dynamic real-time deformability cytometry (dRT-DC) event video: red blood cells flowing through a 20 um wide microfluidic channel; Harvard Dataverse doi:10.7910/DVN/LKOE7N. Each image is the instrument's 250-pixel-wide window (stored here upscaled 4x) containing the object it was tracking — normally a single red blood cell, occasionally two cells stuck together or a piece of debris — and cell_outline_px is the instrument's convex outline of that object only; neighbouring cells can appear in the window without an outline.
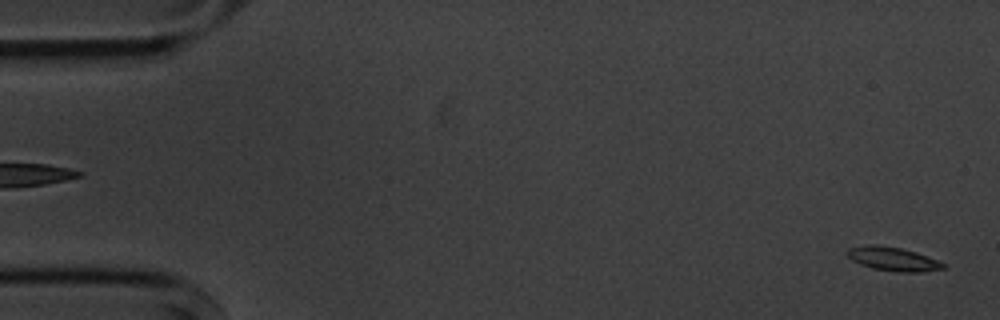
{"species": "common noctule bat (a hibernating species)", "species_latin": "Nyctalus noctula", "temperature_condition": "cold", "stored_images_in_passage": 5, "segment_of_instrument_passage": [2, 2], "camera_frame_rate_fps": 3000, "um_per_image_px": 0.085, "animal": {"sex": "male", "body_mass_g": 20.1, "forearm_length_mm": 53.5}, "frame": {"image": 1, "passage_image": 5, "time_ms": 5.333, "image_size_px": [1000, 320], "cell_outline_px": [[944, 268], [920, 272], [896, 272], [872, 268], [860, 264], [852, 260], [844, 252], [848, 248], [868, 244], [876, 244], [900, 248], [916, 252], [936, 260], [944, 264]], "centroid_in_image_um": [75.83, 22.0], "position_along_channel_um": 9.2, "area_um2": 13.24}}